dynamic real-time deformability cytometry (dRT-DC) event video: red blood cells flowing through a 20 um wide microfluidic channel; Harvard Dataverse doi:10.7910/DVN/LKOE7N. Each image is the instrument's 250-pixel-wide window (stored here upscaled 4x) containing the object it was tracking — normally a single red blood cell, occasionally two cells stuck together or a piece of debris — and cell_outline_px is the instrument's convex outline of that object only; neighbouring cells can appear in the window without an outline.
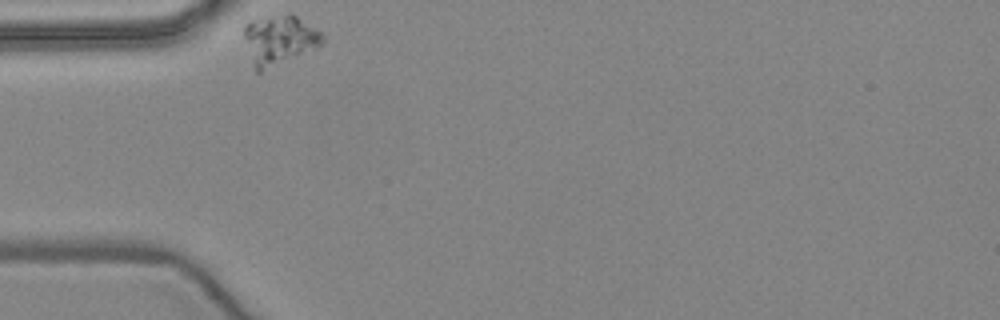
{"species": "common noctule bat (a hibernating species)", "species_latin": "Nyctalus noctula", "temperature_condition": "warm", "stored_images_in_passage": 31, "camera_frame_rate_fps": 3000, "um_per_image_px": 0.085, "animal": {"sex": "female", "body_mass_g": 24.6, "forearm_length_mm": 56.2}, "frame": {"image": 1, "passage_image": 1, "time_ms": 0.0, "image_size_px": [1000, 320], "cell_outline_px": [[324, 40], [316, 48], [260, 72], [256, 72], [244, 36], [244, 28], [252, 20], [260, 16], [296, 16], [316, 28], [324, 36]], "centroid_in_image_um": [23.74, 3.39], "position_along_channel_um": 61.3, "area_um2": 21.96}}
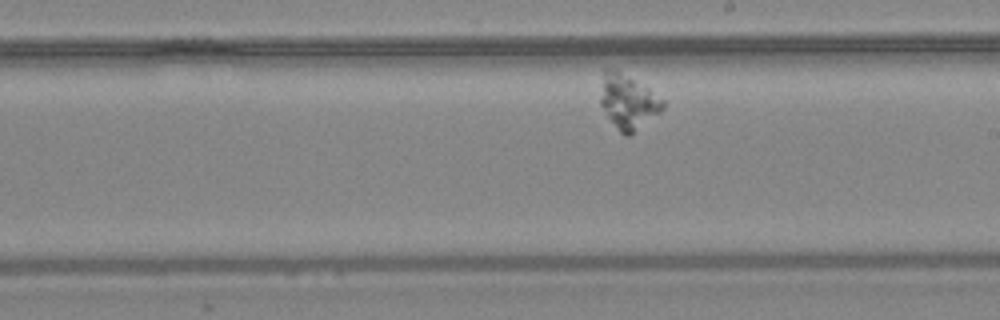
{"frame": {"image": 2, "passage_image": 18, "time_ms": 5.667, "image_size_px": [1000, 320], "cell_outline_px": [[664, 108], [660, 112], [628, 136], [624, 136], [620, 132], [608, 116], [600, 104], [600, 100], [604, 68], [616, 68], [648, 88], [664, 100]], "centroid_in_image_um": [53.37, 8.61], "position_along_channel_um": 235.6, "area_um2": 19.54}}
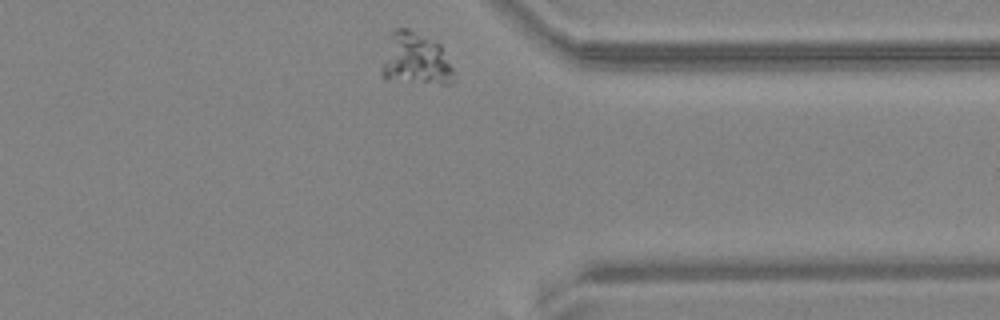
{"frame": {"image": 3, "passage_image": 31, "time_ms": 10.0, "image_size_px": [1000, 320], "cell_outline_px": [[456, 80], [452, 84], [440, 84], [384, 80], [380, 76], [380, 72], [392, 32], [396, 28], [408, 28], [440, 44], [456, 76]], "centroid_in_image_um": [35.34, 5.08], "position_along_channel_um": 376.1, "area_um2": 22.02}}